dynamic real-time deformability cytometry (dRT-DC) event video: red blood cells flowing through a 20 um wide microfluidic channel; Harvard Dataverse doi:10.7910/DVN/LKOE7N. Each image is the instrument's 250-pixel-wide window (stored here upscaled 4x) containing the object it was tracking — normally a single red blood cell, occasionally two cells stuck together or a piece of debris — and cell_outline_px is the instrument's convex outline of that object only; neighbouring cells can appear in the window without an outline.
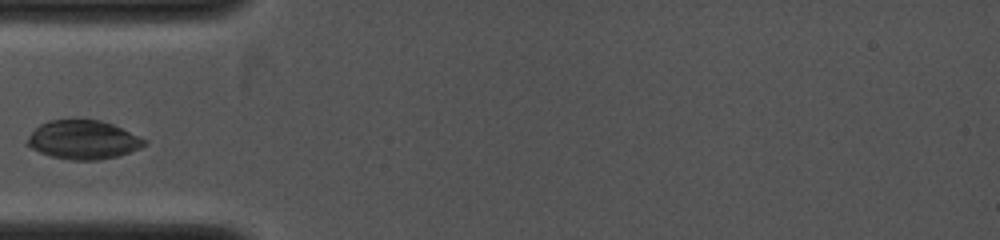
{"species": "common noctule bat (a hibernating species)", "species_latin": "Nyctalus noctula", "temperature_condition": "cold", "stored_images_in_passage": 26, "camera_frame_rate_fps": 4000, "um_per_image_px": 0.085, "animal": {"sex": "female", "body_mass_g": 19.0, "forearm_length_mm": 53.3}, "frame": {"image": 1, "passage_image": 4, "time_ms": 1.0, "image_size_px": [1000, 240], "cell_outline_px": [[148, 144], [140, 148], [120, 156], [100, 160], [68, 160], [52, 156], [40, 152], [24, 144], [28, 136], [40, 124], [48, 120], [100, 120], [112, 124], [140, 136], [148, 140]], "centroid_in_image_um": [7.09, 11.89], "position_along_channel_um": 77.9, "area_um2": 26.65}}
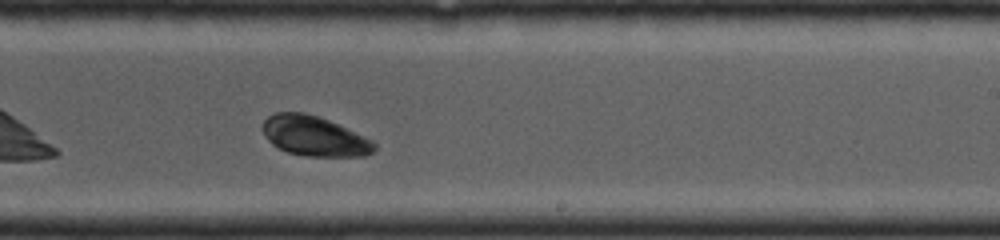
{"frame": {"image": 2, "passage_image": 17, "time_ms": 4.75, "image_size_px": [1000, 240], "cell_outline_px": [[376, 152], [364, 156], [304, 156], [288, 152], [276, 148], [264, 136], [260, 128], [264, 120], [268, 116], [276, 112], [304, 112], [328, 120], [348, 128], [376, 140]], "centroid_in_image_um": [26.74, 11.57], "position_along_channel_um": 262.3, "area_um2": 26.53}}
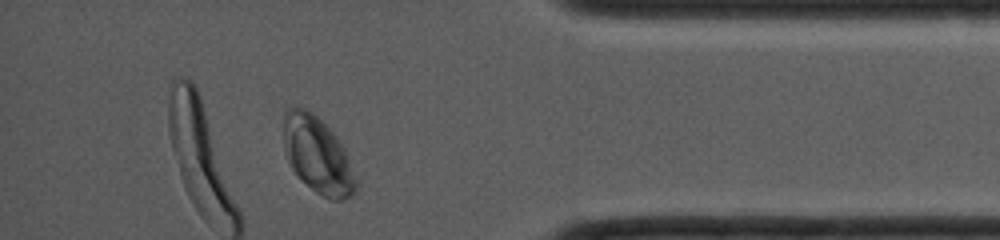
{"frame": {"image": 3, "passage_image": 25, "time_ms": 8.0, "image_size_px": [1000, 240], "cell_outline_px": [[360, 188], [352, 196], [340, 200], [332, 200], [316, 192], [300, 180], [296, 176], [284, 152], [284, 112], [288, 108], [304, 108], [316, 116], [336, 136], [344, 148]], "centroid_in_image_um": [27.0, 13.23], "position_along_channel_um": 408.2, "area_um2": 32.14}}